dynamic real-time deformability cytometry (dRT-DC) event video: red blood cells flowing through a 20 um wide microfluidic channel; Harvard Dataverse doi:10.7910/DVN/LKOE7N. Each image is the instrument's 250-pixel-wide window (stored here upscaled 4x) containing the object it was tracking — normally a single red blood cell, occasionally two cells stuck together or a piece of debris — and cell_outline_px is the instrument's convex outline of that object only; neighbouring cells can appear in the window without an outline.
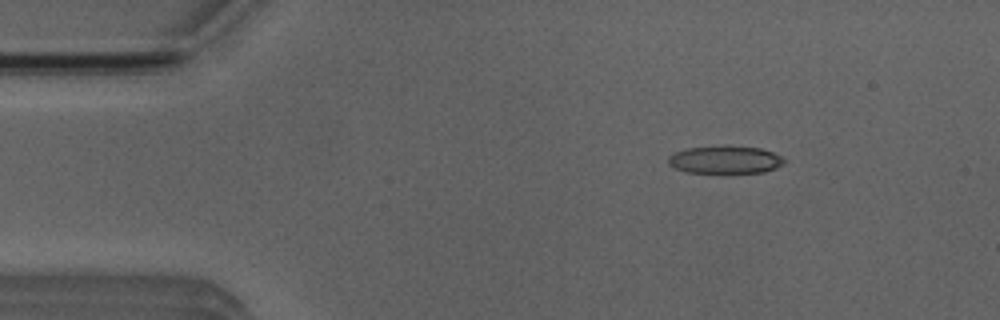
{"species": "Egyptian fruit bat (a non-hibernating species)", "species_latin": "Rousettus aegyptiacus", "temperature_condition": "room temperature", "stored_images_in_passage": 3, "camera_frame_rate_fps": 3000, "um_per_image_px": 0.085, "animal": {"sex": "male"}, "frame": {"image": 1, "passage_image": 1, "time_ms": 0.0, "image_size_px": [1000, 320], "cell_outline_px": [[788, 160], [784, 164], [776, 168], [764, 172], [684, 172], [668, 164], [668, 156], [676, 152], [688, 148], [760, 148], [772, 152]], "centroid_in_image_um": [61.66, 13.61], "position_along_channel_um": 23.3, "area_um2": 17.92}}